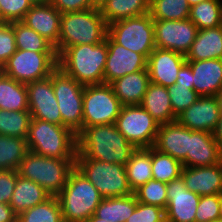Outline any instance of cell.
Wrapping results in <instances>:
<instances>
[{"instance_id":"obj_1","label":"cell","mask_w":222,"mask_h":222,"mask_svg":"<svg viewBox=\"0 0 222 222\" xmlns=\"http://www.w3.org/2000/svg\"><path fill=\"white\" fill-rule=\"evenodd\" d=\"M76 137V153L87 159L126 165L136 150L115 124L83 127Z\"/></svg>"},{"instance_id":"obj_2","label":"cell","mask_w":222,"mask_h":222,"mask_svg":"<svg viewBox=\"0 0 222 222\" xmlns=\"http://www.w3.org/2000/svg\"><path fill=\"white\" fill-rule=\"evenodd\" d=\"M107 54L106 38L99 44L69 46L58 56V67L84 86L103 84Z\"/></svg>"},{"instance_id":"obj_3","label":"cell","mask_w":222,"mask_h":222,"mask_svg":"<svg viewBox=\"0 0 222 222\" xmlns=\"http://www.w3.org/2000/svg\"><path fill=\"white\" fill-rule=\"evenodd\" d=\"M107 34L108 25L99 8L62 13L60 37L55 51L59 56L69 46L99 44Z\"/></svg>"},{"instance_id":"obj_4","label":"cell","mask_w":222,"mask_h":222,"mask_svg":"<svg viewBox=\"0 0 222 222\" xmlns=\"http://www.w3.org/2000/svg\"><path fill=\"white\" fill-rule=\"evenodd\" d=\"M56 196L64 222H86L103 200L95 186L76 167L70 172L66 185Z\"/></svg>"},{"instance_id":"obj_5","label":"cell","mask_w":222,"mask_h":222,"mask_svg":"<svg viewBox=\"0 0 222 222\" xmlns=\"http://www.w3.org/2000/svg\"><path fill=\"white\" fill-rule=\"evenodd\" d=\"M28 150L50 158H76L77 137L69 128L44 120L31 119Z\"/></svg>"},{"instance_id":"obj_6","label":"cell","mask_w":222,"mask_h":222,"mask_svg":"<svg viewBox=\"0 0 222 222\" xmlns=\"http://www.w3.org/2000/svg\"><path fill=\"white\" fill-rule=\"evenodd\" d=\"M75 167L76 158H50L28 151L17 171L23 178L36 182L52 196H56L66 185Z\"/></svg>"},{"instance_id":"obj_7","label":"cell","mask_w":222,"mask_h":222,"mask_svg":"<svg viewBox=\"0 0 222 222\" xmlns=\"http://www.w3.org/2000/svg\"><path fill=\"white\" fill-rule=\"evenodd\" d=\"M76 168L95 186L103 198L124 197L134 193L125 165L87 159L76 153Z\"/></svg>"},{"instance_id":"obj_8","label":"cell","mask_w":222,"mask_h":222,"mask_svg":"<svg viewBox=\"0 0 222 222\" xmlns=\"http://www.w3.org/2000/svg\"><path fill=\"white\" fill-rule=\"evenodd\" d=\"M51 80L62 116V126L77 135L83 128L84 85L59 67L51 73Z\"/></svg>"},{"instance_id":"obj_9","label":"cell","mask_w":222,"mask_h":222,"mask_svg":"<svg viewBox=\"0 0 222 222\" xmlns=\"http://www.w3.org/2000/svg\"><path fill=\"white\" fill-rule=\"evenodd\" d=\"M57 67L56 52L17 49L0 71L20 83L28 84L49 77Z\"/></svg>"},{"instance_id":"obj_10","label":"cell","mask_w":222,"mask_h":222,"mask_svg":"<svg viewBox=\"0 0 222 222\" xmlns=\"http://www.w3.org/2000/svg\"><path fill=\"white\" fill-rule=\"evenodd\" d=\"M108 35L119 45L142 54L146 59L156 48L154 24L149 13L109 24Z\"/></svg>"},{"instance_id":"obj_11","label":"cell","mask_w":222,"mask_h":222,"mask_svg":"<svg viewBox=\"0 0 222 222\" xmlns=\"http://www.w3.org/2000/svg\"><path fill=\"white\" fill-rule=\"evenodd\" d=\"M122 106L110 84L85 85L83 127L115 124Z\"/></svg>"},{"instance_id":"obj_12","label":"cell","mask_w":222,"mask_h":222,"mask_svg":"<svg viewBox=\"0 0 222 222\" xmlns=\"http://www.w3.org/2000/svg\"><path fill=\"white\" fill-rule=\"evenodd\" d=\"M159 123L141 106H122L115 126L136 148H150L155 144Z\"/></svg>"},{"instance_id":"obj_13","label":"cell","mask_w":222,"mask_h":222,"mask_svg":"<svg viewBox=\"0 0 222 222\" xmlns=\"http://www.w3.org/2000/svg\"><path fill=\"white\" fill-rule=\"evenodd\" d=\"M155 47L186 55L194 42L198 27L185 20H153Z\"/></svg>"},{"instance_id":"obj_14","label":"cell","mask_w":222,"mask_h":222,"mask_svg":"<svg viewBox=\"0 0 222 222\" xmlns=\"http://www.w3.org/2000/svg\"><path fill=\"white\" fill-rule=\"evenodd\" d=\"M26 87L32 119L62 125V116L54 94L51 75L45 79L28 83Z\"/></svg>"},{"instance_id":"obj_15","label":"cell","mask_w":222,"mask_h":222,"mask_svg":"<svg viewBox=\"0 0 222 222\" xmlns=\"http://www.w3.org/2000/svg\"><path fill=\"white\" fill-rule=\"evenodd\" d=\"M106 42L108 54L104 69V83L110 84L127 74L147 69V59L142 54L119 45L108 34Z\"/></svg>"},{"instance_id":"obj_16","label":"cell","mask_w":222,"mask_h":222,"mask_svg":"<svg viewBox=\"0 0 222 222\" xmlns=\"http://www.w3.org/2000/svg\"><path fill=\"white\" fill-rule=\"evenodd\" d=\"M200 197L186 188L182 176L167 183L166 222H195Z\"/></svg>"},{"instance_id":"obj_17","label":"cell","mask_w":222,"mask_h":222,"mask_svg":"<svg viewBox=\"0 0 222 222\" xmlns=\"http://www.w3.org/2000/svg\"><path fill=\"white\" fill-rule=\"evenodd\" d=\"M220 118L217 96H199L188 108L177 115L176 121L190 130L213 132Z\"/></svg>"},{"instance_id":"obj_18","label":"cell","mask_w":222,"mask_h":222,"mask_svg":"<svg viewBox=\"0 0 222 222\" xmlns=\"http://www.w3.org/2000/svg\"><path fill=\"white\" fill-rule=\"evenodd\" d=\"M186 62L185 56L180 53L155 48L147 58L150 82L164 87L174 85L179 70Z\"/></svg>"},{"instance_id":"obj_19","label":"cell","mask_w":222,"mask_h":222,"mask_svg":"<svg viewBox=\"0 0 222 222\" xmlns=\"http://www.w3.org/2000/svg\"><path fill=\"white\" fill-rule=\"evenodd\" d=\"M190 145V129L177 121L160 124L154 148L179 160L187 167V152Z\"/></svg>"},{"instance_id":"obj_20","label":"cell","mask_w":222,"mask_h":222,"mask_svg":"<svg viewBox=\"0 0 222 222\" xmlns=\"http://www.w3.org/2000/svg\"><path fill=\"white\" fill-rule=\"evenodd\" d=\"M61 13L49 2L33 4L21 20L39 35L48 40L55 48L60 37Z\"/></svg>"},{"instance_id":"obj_21","label":"cell","mask_w":222,"mask_h":222,"mask_svg":"<svg viewBox=\"0 0 222 222\" xmlns=\"http://www.w3.org/2000/svg\"><path fill=\"white\" fill-rule=\"evenodd\" d=\"M186 188L199 196L222 193V162L205 167H183Z\"/></svg>"},{"instance_id":"obj_22","label":"cell","mask_w":222,"mask_h":222,"mask_svg":"<svg viewBox=\"0 0 222 222\" xmlns=\"http://www.w3.org/2000/svg\"><path fill=\"white\" fill-rule=\"evenodd\" d=\"M193 72L194 90L199 96H218L222 90V59L186 62Z\"/></svg>"},{"instance_id":"obj_23","label":"cell","mask_w":222,"mask_h":222,"mask_svg":"<svg viewBox=\"0 0 222 222\" xmlns=\"http://www.w3.org/2000/svg\"><path fill=\"white\" fill-rule=\"evenodd\" d=\"M220 162L217 141L212 133L190 130L187 167H205Z\"/></svg>"},{"instance_id":"obj_24","label":"cell","mask_w":222,"mask_h":222,"mask_svg":"<svg viewBox=\"0 0 222 222\" xmlns=\"http://www.w3.org/2000/svg\"><path fill=\"white\" fill-rule=\"evenodd\" d=\"M148 70L144 69L120 77L110 83L114 94L125 105H140L150 84Z\"/></svg>"},{"instance_id":"obj_25","label":"cell","mask_w":222,"mask_h":222,"mask_svg":"<svg viewBox=\"0 0 222 222\" xmlns=\"http://www.w3.org/2000/svg\"><path fill=\"white\" fill-rule=\"evenodd\" d=\"M185 58L187 61L222 59V25L198 30Z\"/></svg>"},{"instance_id":"obj_26","label":"cell","mask_w":222,"mask_h":222,"mask_svg":"<svg viewBox=\"0 0 222 222\" xmlns=\"http://www.w3.org/2000/svg\"><path fill=\"white\" fill-rule=\"evenodd\" d=\"M52 195L36 182L23 178L18 174L14 192L9 202L13 212L20 213L45 202Z\"/></svg>"},{"instance_id":"obj_27","label":"cell","mask_w":222,"mask_h":222,"mask_svg":"<svg viewBox=\"0 0 222 222\" xmlns=\"http://www.w3.org/2000/svg\"><path fill=\"white\" fill-rule=\"evenodd\" d=\"M159 124L176 121L167 87L150 83L140 104Z\"/></svg>"},{"instance_id":"obj_28","label":"cell","mask_w":222,"mask_h":222,"mask_svg":"<svg viewBox=\"0 0 222 222\" xmlns=\"http://www.w3.org/2000/svg\"><path fill=\"white\" fill-rule=\"evenodd\" d=\"M107 25L149 13V0H106L99 8Z\"/></svg>"},{"instance_id":"obj_29","label":"cell","mask_w":222,"mask_h":222,"mask_svg":"<svg viewBox=\"0 0 222 222\" xmlns=\"http://www.w3.org/2000/svg\"><path fill=\"white\" fill-rule=\"evenodd\" d=\"M0 109L29 110L26 84L20 83L0 71Z\"/></svg>"},{"instance_id":"obj_30","label":"cell","mask_w":222,"mask_h":222,"mask_svg":"<svg viewBox=\"0 0 222 222\" xmlns=\"http://www.w3.org/2000/svg\"><path fill=\"white\" fill-rule=\"evenodd\" d=\"M137 203L134 193L124 197L103 198L94 215L109 222H126Z\"/></svg>"},{"instance_id":"obj_31","label":"cell","mask_w":222,"mask_h":222,"mask_svg":"<svg viewBox=\"0 0 222 222\" xmlns=\"http://www.w3.org/2000/svg\"><path fill=\"white\" fill-rule=\"evenodd\" d=\"M131 190L134 192L152 177L151 147L136 149L125 165Z\"/></svg>"},{"instance_id":"obj_32","label":"cell","mask_w":222,"mask_h":222,"mask_svg":"<svg viewBox=\"0 0 222 222\" xmlns=\"http://www.w3.org/2000/svg\"><path fill=\"white\" fill-rule=\"evenodd\" d=\"M25 138L0 134V170H18L28 152Z\"/></svg>"},{"instance_id":"obj_33","label":"cell","mask_w":222,"mask_h":222,"mask_svg":"<svg viewBox=\"0 0 222 222\" xmlns=\"http://www.w3.org/2000/svg\"><path fill=\"white\" fill-rule=\"evenodd\" d=\"M14 29L16 48L34 52H56L55 47L44 37L21 21L11 22Z\"/></svg>"},{"instance_id":"obj_34","label":"cell","mask_w":222,"mask_h":222,"mask_svg":"<svg viewBox=\"0 0 222 222\" xmlns=\"http://www.w3.org/2000/svg\"><path fill=\"white\" fill-rule=\"evenodd\" d=\"M189 19L198 30L222 25V0H207L190 7Z\"/></svg>"},{"instance_id":"obj_35","label":"cell","mask_w":222,"mask_h":222,"mask_svg":"<svg viewBox=\"0 0 222 222\" xmlns=\"http://www.w3.org/2000/svg\"><path fill=\"white\" fill-rule=\"evenodd\" d=\"M189 14L187 0H149V15L153 20H185Z\"/></svg>"},{"instance_id":"obj_36","label":"cell","mask_w":222,"mask_h":222,"mask_svg":"<svg viewBox=\"0 0 222 222\" xmlns=\"http://www.w3.org/2000/svg\"><path fill=\"white\" fill-rule=\"evenodd\" d=\"M152 177L163 183H169L181 176L182 163L168 154L151 147Z\"/></svg>"},{"instance_id":"obj_37","label":"cell","mask_w":222,"mask_h":222,"mask_svg":"<svg viewBox=\"0 0 222 222\" xmlns=\"http://www.w3.org/2000/svg\"><path fill=\"white\" fill-rule=\"evenodd\" d=\"M31 119L29 110L7 111L0 109V134L27 139Z\"/></svg>"},{"instance_id":"obj_38","label":"cell","mask_w":222,"mask_h":222,"mask_svg":"<svg viewBox=\"0 0 222 222\" xmlns=\"http://www.w3.org/2000/svg\"><path fill=\"white\" fill-rule=\"evenodd\" d=\"M17 222H64L57 196L20 213Z\"/></svg>"},{"instance_id":"obj_39","label":"cell","mask_w":222,"mask_h":222,"mask_svg":"<svg viewBox=\"0 0 222 222\" xmlns=\"http://www.w3.org/2000/svg\"><path fill=\"white\" fill-rule=\"evenodd\" d=\"M138 202L156 205L163 209L167 206V184L151 179L134 191Z\"/></svg>"},{"instance_id":"obj_40","label":"cell","mask_w":222,"mask_h":222,"mask_svg":"<svg viewBox=\"0 0 222 222\" xmlns=\"http://www.w3.org/2000/svg\"><path fill=\"white\" fill-rule=\"evenodd\" d=\"M172 110L177 116L185 109H188L198 98L199 95L194 89H188L179 84L167 87Z\"/></svg>"},{"instance_id":"obj_41","label":"cell","mask_w":222,"mask_h":222,"mask_svg":"<svg viewBox=\"0 0 222 222\" xmlns=\"http://www.w3.org/2000/svg\"><path fill=\"white\" fill-rule=\"evenodd\" d=\"M32 5L30 0H0V21H21Z\"/></svg>"},{"instance_id":"obj_42","label":"cell","mask_w":222,"mask_h":222,"mask_svg":"<svg viewBox=\"0 0 222 222\" xmlns=\"http://www.w3.org/2000/svg\"><path fill=\"white\" fill-rule=\"evenodd\" d=\"M220 194H212L201 196L195 222H209L211 220L220 219Z\"/></svg>"},{"instance_id":"obj_43","label":"cell","mask_w":222,"mask_h":222,"mask_svg":"<svg viewBox=\"0 0 222 222\" xmlns=\"http://www.w3.org/2000/svg\"><path fill=\"white\" fill-rule=\"evenodd\" d=\"M126 222H166L165 209L156 205L138 202L135 210Z\"/></svg>"},{"instance_id":"obj_44","label":"cell","mask_w":222,"mask_h":222,"mask_svg":"<svg viewBox=\"0 0 222 222\" xmlns=\"http://www.w3.org/2000/svg\"><path fill=\"white\" fill-rule=\"evenodd\" d=\"M16 50L14 29L11 22L0 21V69Z\"/></svg>"},{"instance_id":"obj_45","label":"cell","mask_w":222,"mask_h":222,"mask_svg":"<svg viewBox=\"0 0 222 222\" xmlns=\"http://www.w3.org/2000/svg\"><path fill=\"white\" fill-rule=\"evenodd\" d=\"M17 178L16 170H0V203L9 204Z\"/></svg>"},{"instance_id":"obj_46","label":"cell","mask_w":222,"mask_h":222,"mask_svg":"<svg viewBox=\"0 0 222 222\" xmlns=\"http://www.w3.org/2000/svg\"><path fill=\"white\" fill-rule=\"evenodd\" d=\"M61 14L94 8L89 0H49Z\"/></svg>"},{"instance_id":"obj_47","label":"cell","mask_w":222,"mask_h":222,"mask_svg":"<svg viewBox=\"0 0 222 222\" xmlns=\"http://www.w3.org/2000/svg\"><path fill=\"white\" fill-rule=\"evenodd\" d=\"M178 78L175 84H179V86L187 87L188 89H194L193 85V72L191 67L185 63L178 73Z\"/></svg>"},{"instance_id":"obj_48","label":"cell","mask_w":222,"mask_h":222,"mask_svg":"<svg viewBox=\"0 0 222 222\" xmlns=\"http://www.w3.org/2000/svg\"><path fill=\"white\" fill-rule=\"evenodd\" d=\"M0 222H17V215L9 204L0 203Z\"/></svg>"},{"instance_id":"obj_49","label":"cell","mask_w":222,"mask_h":222,"mask_svg":"<svg viewBox=\"0 0 222 222\" xmlns=\"http://www.w3.org/2000/svg\"><path fill=\"white\" fill-rule=\"evenodd\" d=\"M213 137L216 139V141L222 137V115H220V118L216 124V127L214 131L212 132Z\"/></svg>"},{"instance_id":"obj_50","label":"cell","mask_w":222,"mask_h":222,"mask_svg":"<svg viewBox=\"0 0 222 222\" xmlns=\"http://www.w3.org/2000/svg\"><path fill=\"white\" fill-rule=\"evenodd\" d=\"M217 148H218V155H219V159L222 162V137H220L217 140Z\"/></svg>"},{"instance_id":"obj_51","label":"cell","mask_w":222,"mask_h":222,"mask_svg":"<svg viewBox=\"0 0 222 222\" xmlns=\"http://www.w3.org/2000/svg\"><path fill=\"white\" fill-rule=\"evenodd\" d=\"M90 3L96 7V8H100V6L106 1V0H89Z\"/></svg>"},{"instance_id":"obj_52","label":"cell","mask_w":222,"mask_h":222,"mask_svg":"<svg viewBox=\"0 0 222 222\" xmlns=\"http://www.w3.org/2000/svg\"><path fill=\"white\" fill-rule=\"evenodd\" d=\"M86 222H109L103 219H100L98 217H96L95 215H93L91 218H89ZM111 222V221H110Z\"/></svg>"},{"instance_id":"obj_53","label":"cell","mask_w":222,"mask_h":222,"mask_svg":"<svg viewBox=\"0 0 222 222\" xmlns=\"http://www.w3.org/2000/svg\"><path fill=\"white\" fill-rule=\"evenodd\" d=\"M204 1H207V0H187L190 7L197 5V4L204 2Z\"/></svg>"},{"instance_id":"obj_54","label":"cell","mask_w":222,"mask_h":222,"mask_svg":"<svg viewBox=\"0 0 222 222\" xmlns=\"http://www.w3.org/2000/svg\"><path fill=\"white\" fill-rule=\"evenodd\" d=\"M220 106V115H222V90L221 93L217 96Z\"/></svg>"},{"instance_id":"obj_55","label":"cell","mask_w":222,"mask_h":222,"mask_svg":"<svg viewBox=\"0 0 222 222\" xmlns=\"http://www.w3.org/2000/svg\"><path fill=\"white\" fill-rule=\"evenodd\" d=\"M33 4H43L49 2V0H30Z\"/></svg>"},{"instance_id":"obj_56","label":"cell","mask_w":222,"mask_h":222,"mask_svg":"<svg viewBox=\"0 0 222 222\" xmlns=\"http://www.w3.org/2000/svg\"><path fill=\"white\" fill-rule=\"evenodd\" d=\"M219 212H220V220H222V193L220 194V207H219Z\"/></svg>"},{"instance_id":"obj_57","label":"cell","mask_w":222,"mask_h":222,"mask_svg":"<svg viewBox=\"0 0 222 222\" xmlns=\"http://www.w3.org/2000/svg\"><path fill=\"white\" fill-rule=\"evenodd\" d=\"M209 222H222V220H220V219H215V220H211V221H209Z\"/></svg>"}]
</instances>
